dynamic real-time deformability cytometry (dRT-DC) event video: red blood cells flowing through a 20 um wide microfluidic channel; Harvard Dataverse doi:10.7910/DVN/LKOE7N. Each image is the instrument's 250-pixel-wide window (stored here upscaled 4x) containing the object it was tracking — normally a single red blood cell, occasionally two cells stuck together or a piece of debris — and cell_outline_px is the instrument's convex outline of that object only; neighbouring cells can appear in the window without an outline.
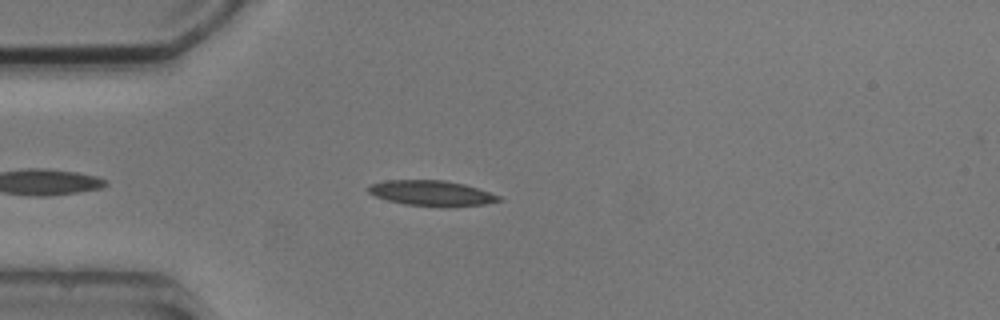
{"species": "common noctule bat (a hibernating species)", "species_latin": "Nyctalus noctula", "temperature_condition": "cold", "stored_images_in_passage": 3, "camera_frame_rate_fps": 3000, "um_per_image_px": 0.085, "animal": {"sex": "male", "body_mass_g": 20.5, "forearm_length_mm": 52.5}, "frame": {"image": 1, "passage_image": 3, "time_ms": 3.0, "image_size_px": [1000, 320], "cell_outline_px": [[504, 200], [484, 204], [444, 208], [440, 208], [404, 204], [388, 200], [376, 196], [368, 192], [368, 184], [388, 180], [444, 180], [464, 184], [500, 196]], "centroid_in_image_um": [36.69, 16.44], "position_along_channel_um": 48.3, "area_um2": 19.48}}